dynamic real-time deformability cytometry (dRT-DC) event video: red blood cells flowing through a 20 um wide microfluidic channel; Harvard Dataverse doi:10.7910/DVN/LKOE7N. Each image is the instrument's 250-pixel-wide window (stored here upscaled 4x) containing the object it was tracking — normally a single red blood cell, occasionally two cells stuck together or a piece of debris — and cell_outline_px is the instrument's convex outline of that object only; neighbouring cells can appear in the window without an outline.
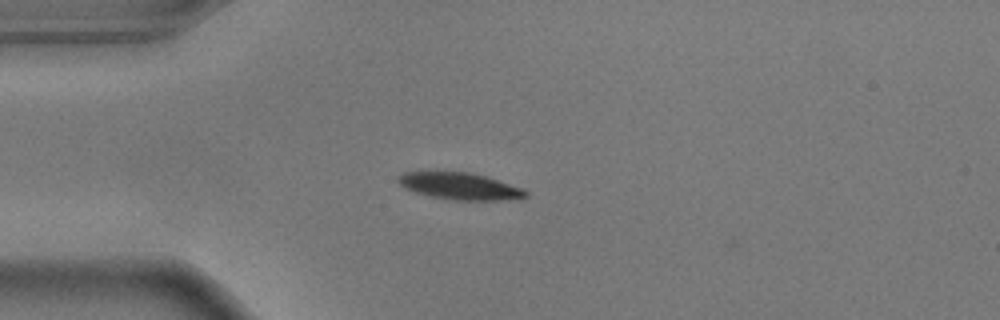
{"species": "common noctule bat (a hibernating species)", "species_latin": "Nyctalus noctula", "temperature_condition": "warm", "stored_images_in_passage": 44, "camera_frame_rate_fps": 3000, "um_per_image_px": 0.085, "animal": {"sex": "male", "body_mass_g": 17.9}, "frame": {"image": 1, "passage_image": 2, "time_ms": 0.333, "image_size_px": [1000, 320], "cell_outline_px": [[528, 196], [500, 200], [456, 200], [428, 196], [404, 188], [396, 180], [396, 176], [404, 172], [468, 172], [484, 176], [524, 188], [528, 192]], "centroid_in_image_um": [39.05, 15.82], "position_along_channel_um": 46.0, "area_um2": 19.83}}
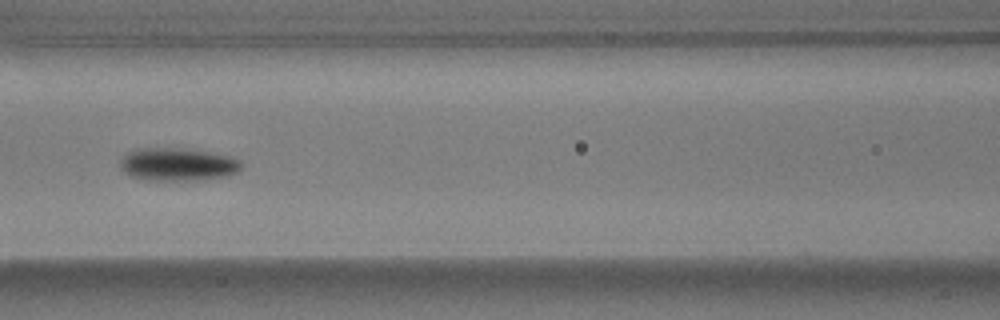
{"frame": {"image": 2, "passage_image": 12, "time_ms": 3.667, "image_size_px": [1000, 320], "cell_outline_px": [[244, 164], [236, 172], [228, 176], [196, 180], [144, 180], [132, 176], [124, 172], [120, 168], [120, 156], [136, 148], [188, 148], [228, 156], [240, 160]], "centroid_in_image_um": [15.07, 13.96], "position_along_channel_um": 151.5, "area_um2": 23.47}}
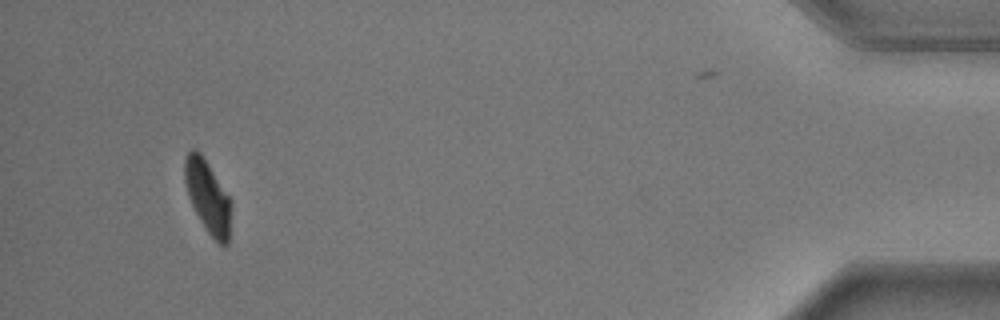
{"frame": {"image": 3, "passage_image": 40, "time_ms": 13.0, "image_size_px": [1000, 320], "cell_outline_px": [[232, 200], [228, 244], [224, 248], [208, 232], [200, 220], [188, 196], [184, 180], [184, 156], [192, 148], [196, 148], [200, 152]], "centroid_in_image_um": [17.66, 16.7], "position_along_channel_um": 417.5, "area_um2": 19.71}, "authors_computed_cell_mechanics": {"area_um2": 21.2704, "velocity_mm_per_s": 3.6329, "shape_relaxation_time_tau1_ms": 1.9076, "shape_relaxation_time_tau2_ms": null, "deformation_change_tau1": 0.1374, "deformation_change_tau2": null}}